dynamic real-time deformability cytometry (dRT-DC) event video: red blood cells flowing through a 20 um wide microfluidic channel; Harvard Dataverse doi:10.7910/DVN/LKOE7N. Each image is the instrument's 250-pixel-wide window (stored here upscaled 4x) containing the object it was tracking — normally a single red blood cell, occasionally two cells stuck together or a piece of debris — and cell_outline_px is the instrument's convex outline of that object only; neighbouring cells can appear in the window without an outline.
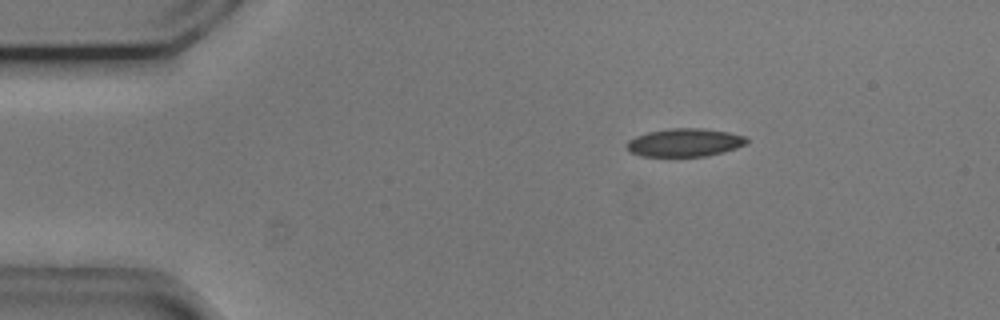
{"species": "common noctule bat (a hibernating species)", "species_latin": "Nyctalus noctula", "temperature_condition": "cold", "stored_images_in_passage": 3, "segment_of_instrument_passage": [1, 2], "camera_frame_rate_fps": 3000, "um_per_image_px": 0.085, "animal": {"sex": "male", "body_mass_g": 20.5, "forearm_length_mm": 52.5}, "frame": {"image": 1, "passage_image": 1, "time_ms": 0.0, "image_size_px": [1000, 320], "cell_outline_px": [[748, 144], [724, 152], [704, 156], [640, 156], [632, 152], [628, 148], [628, 140], [636, 136], [648, 132], [672, 128], [704, 128], [728, 132], [748, 136]], "centroid_in_image_um": [58.27, 12.11], "position_along_channel_um": 26.7, "area_um2": 19.65}}